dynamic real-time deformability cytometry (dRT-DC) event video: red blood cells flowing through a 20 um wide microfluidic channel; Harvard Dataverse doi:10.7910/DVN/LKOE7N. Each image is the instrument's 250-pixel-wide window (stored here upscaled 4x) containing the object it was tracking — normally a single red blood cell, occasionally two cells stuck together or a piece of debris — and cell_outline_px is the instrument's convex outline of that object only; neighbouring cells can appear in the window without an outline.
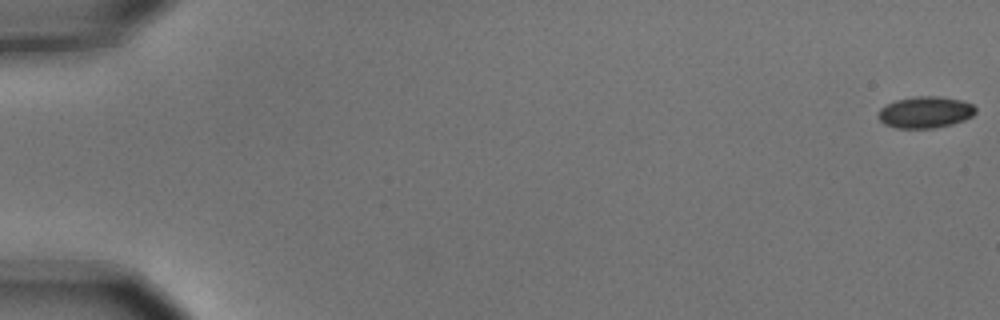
{"species": "common noctule bat (a hibernating species)", "species_latin": "Nyctalus noctula", "temperature_condition": "cold", "stored_images_in_passage": 5, "camera_frame_rate_fps": 3000, "um_per_image_px": 0.085, "animal": {"sex": "male", "body_mass_g": 15.6}, "frame": {"image": 1, "passage_image": 1, "time_ms": 0.0, "image_size_px": [1000, 320], "cell_outline_px": [[976, 112], [972, 116], [964, 120], [952, 124], [932, 128], [896, 128], [884, 124], [880, 120], [880, 108], [896, 100], [916, 96], [936, 96], [960, 100], [972, 104], [976, 108]], "centroid_in_image_um": [78.67, 9.54], "position_along_channel_um": 6.3, "area_um2": 17.69}}
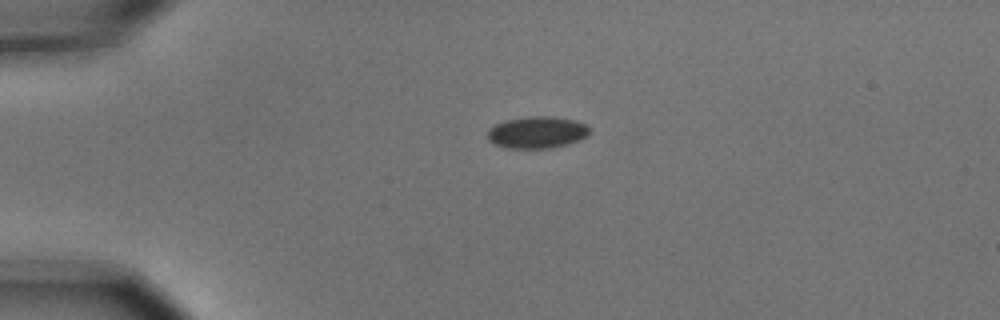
{"frame": {"image": 2, "passage_image": 4, "time_ms": 1.0, "image_size_px": [1000, 320], "cell_outline_px": [[588, 136], [568, 144], [552, 148], [508, 148], [496, 144], [488, 140], [488, 128], [496, 124], [508, 120], [528, 116], [552, 116], [576, 120], [584, 124], [588, 128]], "centroid_in_image_um": [45.65, 11.25], "position_along_channel_um": 39.3, "area_um2": 18.84}}